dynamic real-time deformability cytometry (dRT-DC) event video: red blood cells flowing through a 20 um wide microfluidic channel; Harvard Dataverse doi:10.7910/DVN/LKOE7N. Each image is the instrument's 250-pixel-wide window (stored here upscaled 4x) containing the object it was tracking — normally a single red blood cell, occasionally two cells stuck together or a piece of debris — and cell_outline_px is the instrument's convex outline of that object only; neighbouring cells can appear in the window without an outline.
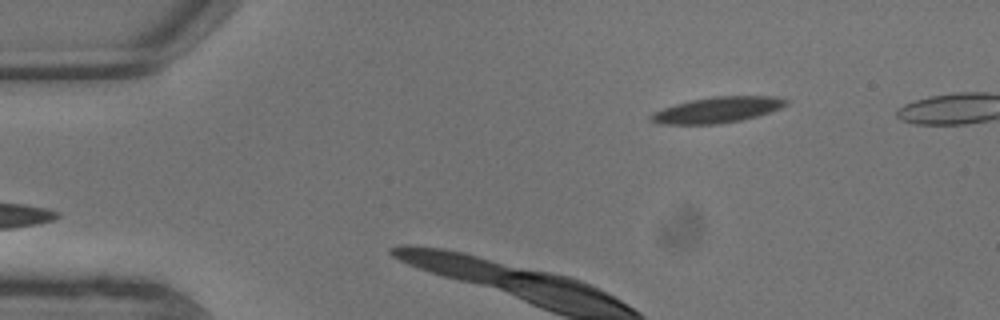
{"species": "common noctule bat (a hibernating species)", "species_latin": "Nyctalus noctula", "temperature_condition": "warm", "stored_images_in_passage": 3, "camera_frame_rate_fps": 3000, "um_per_image_px": 0.085, "animal": {"sex": "male", "body_mass_g": 13.3}, "frame": {"image": 1, "passage_image": 3, "time_ms": 0.667, "image_size_px": [1000, 320], "cell_outline_px": [[788, 104], [780, 108], [756, 116], [740, 120], [716, 124], [656, 124], [648, 120], [648, 116], [652, 112], [676, 104], [692, 100], [712, 96], [776, 96], [788, 100]], "centroid_in_image_um": [60.92, 9.34], "position_along_channel_um": 24.1, "area_um2": 20.29}}